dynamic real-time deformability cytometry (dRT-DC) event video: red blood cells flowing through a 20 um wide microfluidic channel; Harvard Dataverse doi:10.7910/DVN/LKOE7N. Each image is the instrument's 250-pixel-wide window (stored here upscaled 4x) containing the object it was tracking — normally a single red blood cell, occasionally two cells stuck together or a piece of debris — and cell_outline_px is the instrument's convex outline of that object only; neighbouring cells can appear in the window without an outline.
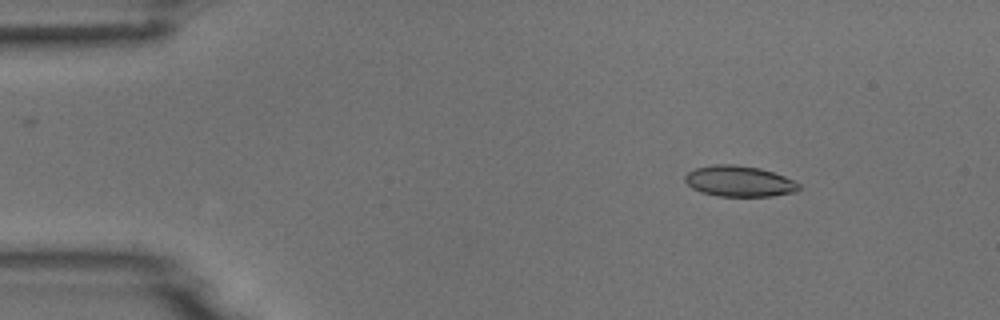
{"species": "common noctule bat (a hibernating species)", "species_latin": "Nyctalus noctula", "temperature_condition": "room temperature", "stored_images_in_passage": 4, "camera_frame_rate_fps": 3000, "um_per_image_px": 0.085, "animal": {"sex": "male", "body_mass_g": 18.8}, "frame": {"image": 1, "passage_image": 1, "time_ms": 0.0, "image_size_px": [1000, 320], "cell_outline_px": [[800, 188], [796, 192], [772, 196], [716, 196], [700, 192], [692, 188], [684, 180], [684, 176], [688, 172], [696, 168], [716, 164], [736, 164], [760, 168], [784, 176], [800, 184]], "centroid_in_image_um": [62.82, 15.41], "position_along_channel_um": 22.2, "area_um2": 20.52}}
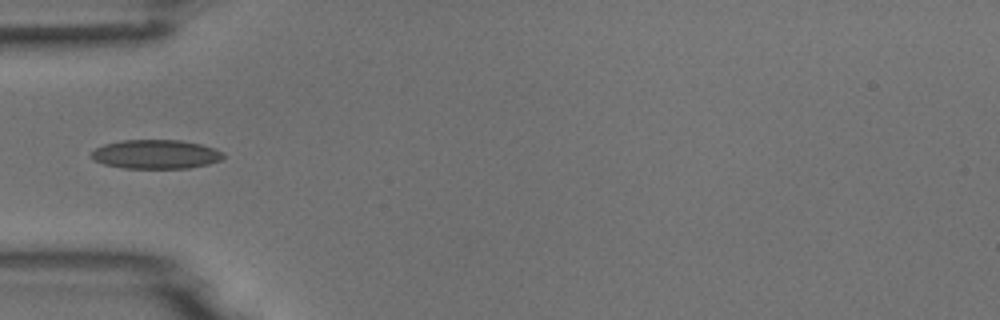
{"frame": {"image": 2, "passage_image": 4, "time_ms": 1.0, "image_size_px": [1000, 320], "cell_outline_px": [[224, 156], [220, 160], [208, 164], [188, 168], [124, 168], [104, 164], [92, 160], [92, 152], [96, 148], [104, 144], [120, 140], [180, 140], [200, 144], [216, 148], [224, 152]], "centroid_in_image_um": [13.25, 13.11], "position_along_channel_um": 71.7, "area_um2": 22.37}}